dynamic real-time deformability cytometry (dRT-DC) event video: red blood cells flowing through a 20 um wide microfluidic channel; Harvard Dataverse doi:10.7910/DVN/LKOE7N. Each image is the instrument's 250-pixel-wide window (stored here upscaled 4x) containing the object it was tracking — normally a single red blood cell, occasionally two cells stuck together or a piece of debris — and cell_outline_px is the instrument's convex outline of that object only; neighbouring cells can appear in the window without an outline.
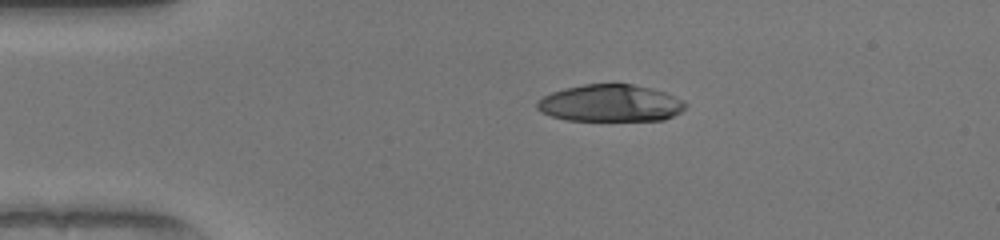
{"species": "human", "species_latin": "Homo sapiens", "temperature_condition": "warm", "stored_images_in_passage": 41, "camera_frame_rate_fps": 3000, "um_per_image_px": 0.085, "donor": {"sex": "female"}, "frame": {"image": 1, "passage_image": 1, "time_ms": 0.0, "image_size_px": [1000, 240], "cell_outline_px": [[688, 104], [680, 112], [664, 120], [564, 120], [540, 112], [536, 108], [536, 104], [544, 96], [552, 92], [564, 88], [584, 84], [632, 84], [652, 88], [664, 92], [684, 100]], "centroid_in_image_um": [51.88, 8.77], "position_along_channel_um": 33.1, "area_um2": 32.02}}
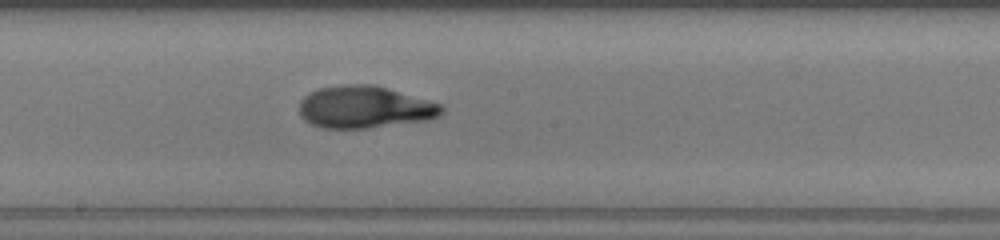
{"frame": {"image": 2, "passage_image": 18, "time_ms": 5.667, "image_size_px": [1000, 240], "cell_outline_px": [[444, 112], [440, 116], [428, 120], [368, 128], [324, 128], [312, 124], [304, 120], [300, 116], [300, 100], [308, 92], [320, 88], [344, 84], [372, 84], [440, 104], [444, 108]], "centroid_in_image_um": [30.97, 9.11], "position_along_channel_um": 217.2, "area_um2": 34.85}}
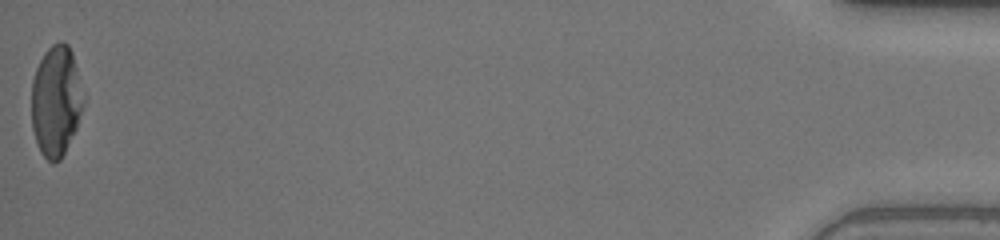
{"frame": {"image": 3, "passage_image": 41, "time_ms": 13.333, "image_size_px": [1000, 240], "cell_outline_px": [[84, 104], [76, 128], [60, 160], [52, 164], [40, 152], [36, 144], [32, 128], [32, 80], [36, 68], [44, 52], [52, 44], [60, 40], [68, 44], [72, 52], [84, 96]], "centroid_in_image_um": [4.75, 8.58], "position_along_channel_um": 430.4, "area_um2": 33.58}, "authors_computed_cell_mechanics": {"area_um2": 33.813, "velocity_mm_per_s": 4.1259, "shape_relaxation_time_tau1_ms": 7.882, "shape_relaxation_time_tau2_ms": 0.7095, "deformation_change_tau1": 0.351, "deformation_change_tau2": 0.0599}}